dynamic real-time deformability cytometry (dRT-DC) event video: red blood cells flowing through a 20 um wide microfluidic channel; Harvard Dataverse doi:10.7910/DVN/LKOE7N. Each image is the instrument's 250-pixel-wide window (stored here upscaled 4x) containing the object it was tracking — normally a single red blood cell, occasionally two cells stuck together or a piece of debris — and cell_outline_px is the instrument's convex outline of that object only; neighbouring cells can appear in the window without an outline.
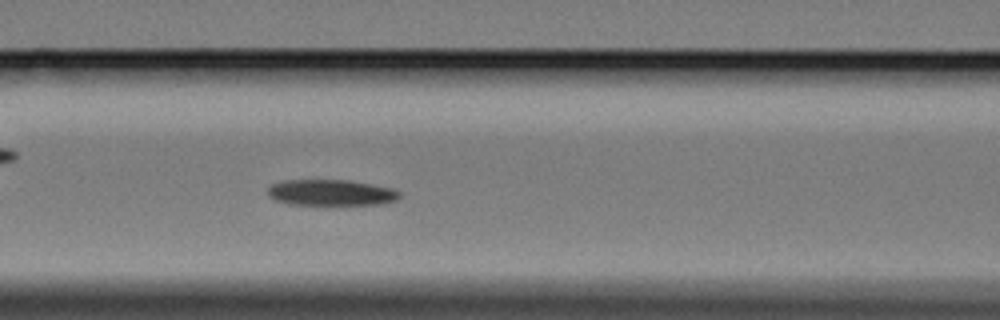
{"species": "Egyptian fruit bat (a non-hibernating species)", "species_latin": "Rousettus aegyptiacus", "temperature_condition": "cold", "stored_images_in_passage": 4, "camera_frame_rate_fps": 3000, "um_per_image_px": 0.085, "animal": {"sex": "female"}, "frame": {"image": 1, "passage_image": 3, "time_ms": 2.333, "image_size_px": [1000, 320], "cell_outline_px": [[404, 196], [396, 200], [380, 204], [288, 204], [276, 200], [268, 196], [268, 188], [272, 184], [284, 180], [348, 180], [392, 188], [400, 192]], "centroid_in_image_um": [28.15, 16.37], "position_along_channel_um": 138.4, "area_um2": 19.88}}